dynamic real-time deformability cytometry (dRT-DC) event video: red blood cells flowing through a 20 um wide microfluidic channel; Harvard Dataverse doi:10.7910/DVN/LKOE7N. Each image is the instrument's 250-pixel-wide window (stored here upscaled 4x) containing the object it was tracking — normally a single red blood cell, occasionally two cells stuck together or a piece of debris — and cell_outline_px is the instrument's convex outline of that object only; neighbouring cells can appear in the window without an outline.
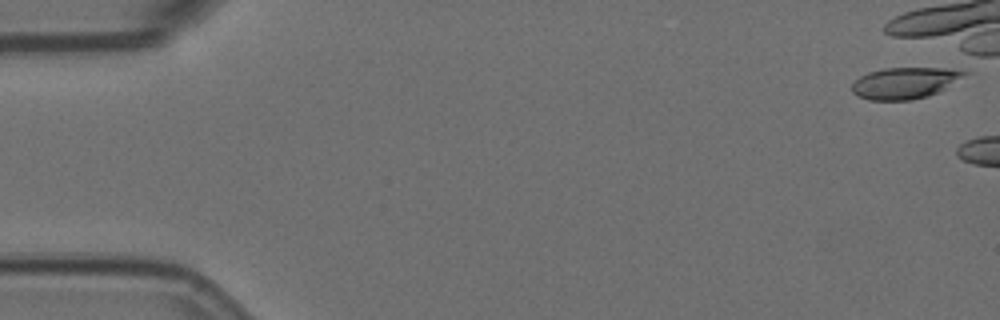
{"species": "Egyptian fruit bat (a non-hibernating species)", "species_latin": "Rousettus aegyptiacus", "temperature_condition": "room temperature", "stored_images_in_passage": 5, "camera_frame_rate_fps": 3000, "um_per_image_px": 0.085, "animal": {"sex": "female"}, "frame": {"image": 1, "passage_image": 1, "time_ms": 0.0, "image_size_px": [1000, 320], "cell_outline_px": [[968, 72], [944, 88], [928, 96], [912, 100], [868, 100], [856, 96], [852, 92], [852, 84], [860, 76], [868, 72], [884, 68], [948, 68]], "centroid_in_image_um": [76.82, 7.06], "position_along_channel_um": 8.2, "area_um2": 20.29}}